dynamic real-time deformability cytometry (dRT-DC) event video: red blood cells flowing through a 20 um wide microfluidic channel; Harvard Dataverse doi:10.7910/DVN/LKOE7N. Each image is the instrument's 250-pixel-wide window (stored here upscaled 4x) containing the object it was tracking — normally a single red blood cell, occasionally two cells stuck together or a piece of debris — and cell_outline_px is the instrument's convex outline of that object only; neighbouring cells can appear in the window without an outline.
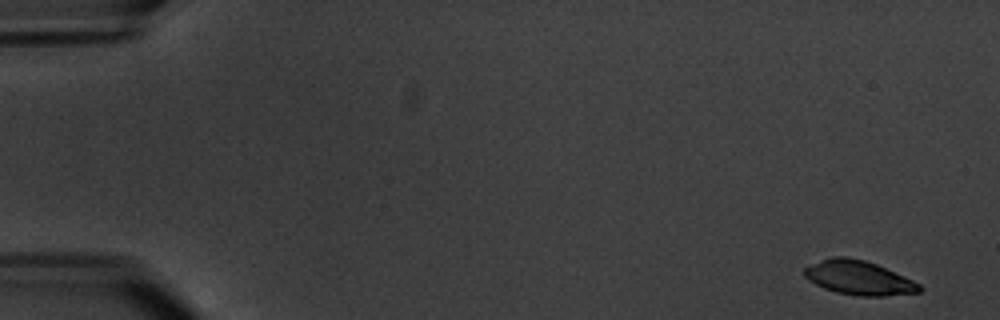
{"species": "common noctule bat (a hibernating species)", "species_latin": "Nyctalus noctula", "temperature_condition": "warm", "stored_images_in_passage": 5, "camera_frame_rate_fps": 3000, "um_per_image_px": 0.085, "animal": {"sex": "male", "body_mass_g": 20.1, "forearm_length_mm": 53.5}, "frame": {"image": 1, "passage_image": 1, "time_ms": 0.0, "image_size_px": [1000, 320], "cell_outline_px": [[924, 288], [920, 292], [884, 296], [860, 296], [836, 292], [824, 288], [808, 280], [804, 276], [804, 268], [832, 256], [844, 256], [864, 260], [876, 264], [912, 280], [920, 284]], "centroid_in_image_um": [73.0, 23.62], "position_along_channel_um": 12.0, "area_um2": 22.66}}
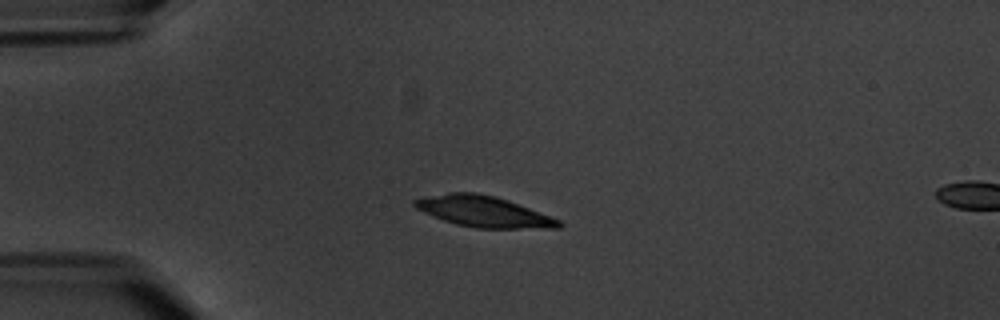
{"frame": {"image": 2, "passage_image": 4, "time_ms": 4.333, "image_size_px": [1000, 320], "cell_outline_px": [[564, 224], [560, 228], [476, 228], [456, 224], [444, 220], [424, 212], [416, 208], [412, 204], [412, 200], [424, 196], [448, 192], [476, 192], [496, 196], [508, 200], [560, 220]], "centroid_in_image_um": [41.08, 17.97], "position_along_channel_um": 43.9, "area_um2": 25.95}}